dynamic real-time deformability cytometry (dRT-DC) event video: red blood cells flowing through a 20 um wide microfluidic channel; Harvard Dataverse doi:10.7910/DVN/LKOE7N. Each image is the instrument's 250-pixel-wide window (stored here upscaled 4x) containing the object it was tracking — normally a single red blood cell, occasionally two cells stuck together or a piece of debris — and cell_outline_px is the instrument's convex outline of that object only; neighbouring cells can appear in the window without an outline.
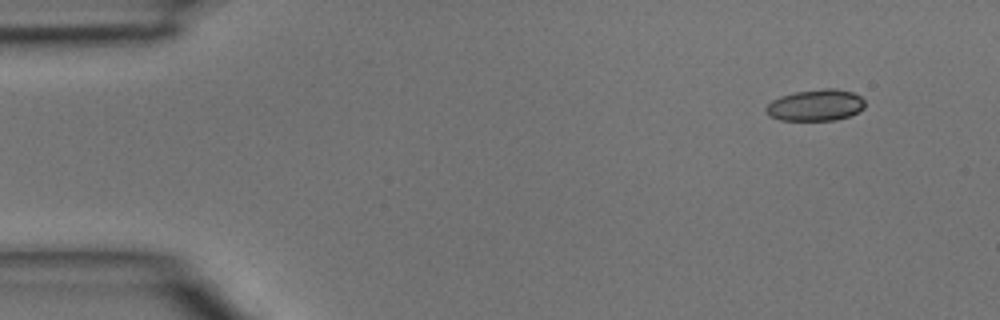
{"species": "common noctule bat (a hibernating species)", "species_latin": "Nyctalus noctula", "temperature_condition": "room temperature", "stored_images_in_passage": 5, "camera_frame_rate_fps": 3000, "um_per_image_px": 0.085, "animal": {"sex": "male", "body_mass_g": 15.6}, "frame": {"image": 1, "passage_image": 1, "time_ms": 0.0, "image_size_px": [1000, 320], "cell_outline_px": [[864, 108], [848, 116], [836, 120], [780, 120], [768, 116], [764, 112], [764, 108], [772, 100], [780, 96], [792, 92], [824, 88], [836, 88], [852, 92], [860, 96], [864, 100]], "centroid_in_image_um": [69.28, 8.93], "position_along_channel_um": 15.7, "area_um2": 18.32}}
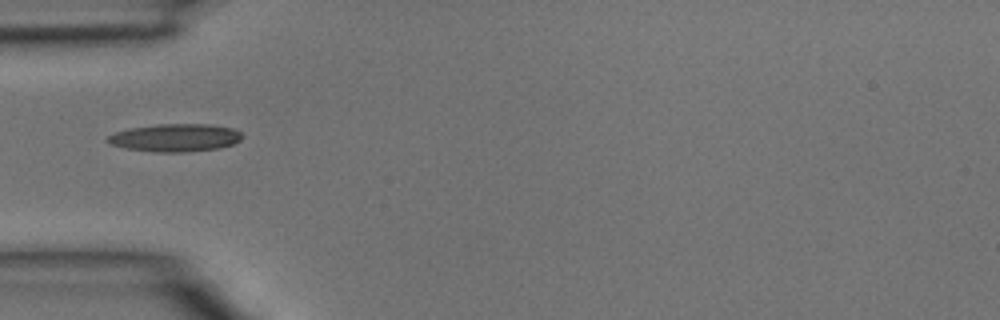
{"frame": {"image": 2, "passage_image": 4, "time_ms": 1.0, "image_size_px": [1000, 320], "cell_outline_px": [[244, 136], [240, 140], [232, 144], [220, 148], [184, 152], [160, 152], [124, 148], [112, 144], [104, 140], [108, 136], [116, 132], [128, 128], [156, 124], [212, 124], [232, 128], [240, 132]], "centroid_in_image_um": [14.9, 11.7], "position_along_channel_um": 70.1, "area_um2": 21.85}}